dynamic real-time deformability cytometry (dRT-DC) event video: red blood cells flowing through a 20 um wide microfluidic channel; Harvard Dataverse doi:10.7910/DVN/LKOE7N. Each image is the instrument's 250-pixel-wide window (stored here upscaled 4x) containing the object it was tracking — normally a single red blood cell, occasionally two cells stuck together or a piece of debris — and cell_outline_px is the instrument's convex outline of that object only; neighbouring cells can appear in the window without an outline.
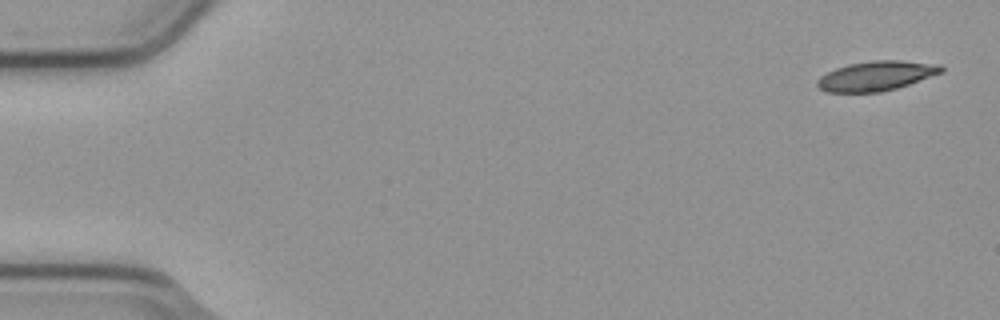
{"species": "common noctule bat (a hibernating species)", "species_latin": "Nyctalus noctula", "temperature_condition": "cold", "stored_images_in_passage": 4, "camera_frame_rate_fps": 3000, "um_per_image_px": 0.085, "animal": {"sex": "male", "body_mass_g": 23.1, "forearm_length_mm": 52.7}, "frame": {"image": 1, "passage_image": 1, "time_ms": 0.0, "image_size_px": [1000, 320], "cell_outline_px": [[944, 72], [896, 88], [880, 92], [828, 92], [820, 88], [816, 84], [816, 80], [820, 76], [836, 68], [848, 64], [872, 60], [900, 60], [940, 64], [944, 68]], "centroid_in_image_um": [74.49, 6.44], "position_along_channel_um": 10.5, "area_um2": 21.39}}